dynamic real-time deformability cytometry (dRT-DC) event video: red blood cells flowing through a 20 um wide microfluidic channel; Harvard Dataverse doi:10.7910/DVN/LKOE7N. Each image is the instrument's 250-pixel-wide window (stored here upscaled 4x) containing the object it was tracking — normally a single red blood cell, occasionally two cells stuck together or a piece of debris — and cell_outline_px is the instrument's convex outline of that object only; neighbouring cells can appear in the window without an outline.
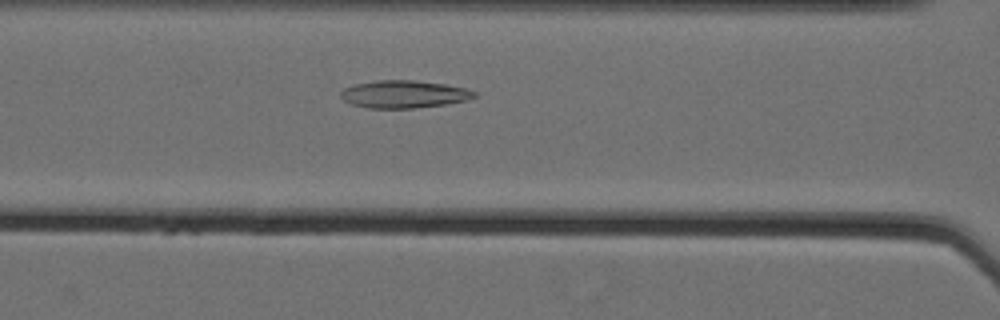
{"species": "Egyptian fruit bat (a non-hibernating species)", "species_latin": "Rousettus aegyptiacus", "temperature_condition": "cold", "stored_images_in_passage": 42, "camera_frame_rate_fps": 3000, "um_per_image_px": 0.085, "animal": {"sex": "female"}, "frame": {"image": 1, "passage_image": 14, "time_ms": 4.333, "image_size_px": [1000, 320], "cell_outline_px": [[476, 96], [468, 100], [444, 104], [412, 108], [368, 108], [352, 104], [344, 100], [340, 96], [340, 92], [344, 88], [352, 84], [376, 80], [412, 80], [444, 84], [468, 88], [476, 92]], "centroid_in_image_um": [34.32, 8.0], "position_along_channel_um": 132.3, "area_um2": 21.5}}
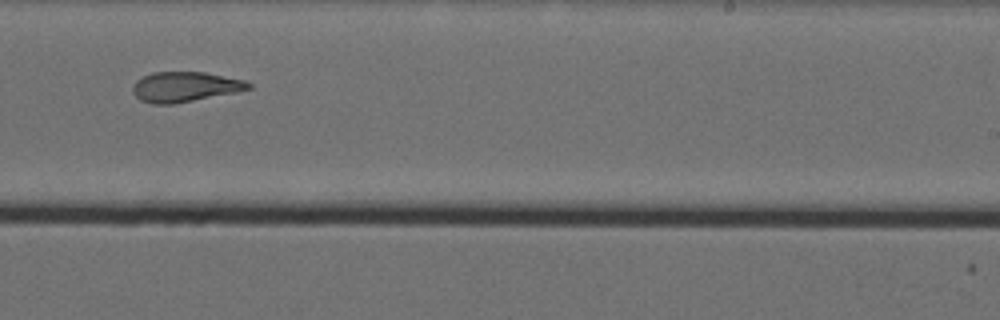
{"frame": {"image": 2, "passage_image": 26, "time_ms": 8.333, "image_size_px": [1000, 320], "cell_outline_px": [[252, 88], [236, 92], [172, 104], [152, 104], [140, 100], [132, 92], [132, 84], [136, 80], [152, 72], [204, 72], [244, 80], [252, 84]], "centroid_in_image_um": [15.69, 7.38], "position_along_channel_um": 273.3, "area_um2": 20.23}}
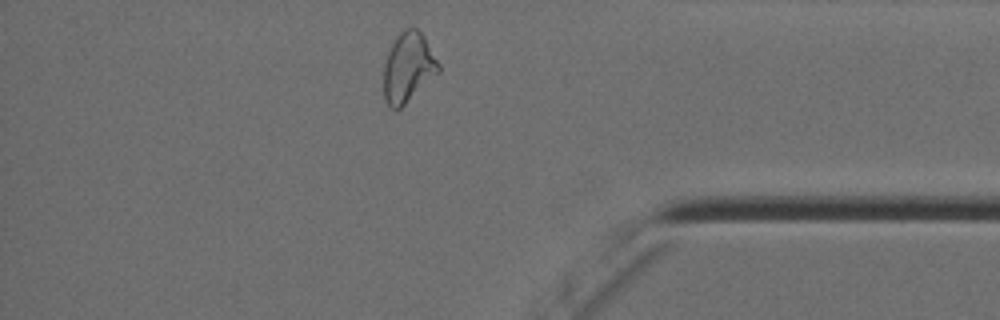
{"frame": {"image": 3, "passage_image": 38, "time_ms": 12.333, "image_size_px": [1000, 320], "cell_outline_px": [[440, 72], [396, 112], [388, 108], [384, 100], [384, 64], [388, 52], [396, 36], [400, 32], [408, 28], [416, 28], [424, 36], [440, 64]], "centroid_in_image_um": [34.69, 5.78], "position_along_channel_um": 400.5, "area_um2": 22.43}, "authors_computed_cell_mechanics": {"area_um2": 21.3571, "velocity_mm_per_s": 3.529, "shape_relaxation_time_tau1_ms": 8.8102, "shape_relaxation_time_tau2_ms": 2.6858, "deformation_change_tau1": 0.2281, "deformation_change_tau2": 0.0981}}